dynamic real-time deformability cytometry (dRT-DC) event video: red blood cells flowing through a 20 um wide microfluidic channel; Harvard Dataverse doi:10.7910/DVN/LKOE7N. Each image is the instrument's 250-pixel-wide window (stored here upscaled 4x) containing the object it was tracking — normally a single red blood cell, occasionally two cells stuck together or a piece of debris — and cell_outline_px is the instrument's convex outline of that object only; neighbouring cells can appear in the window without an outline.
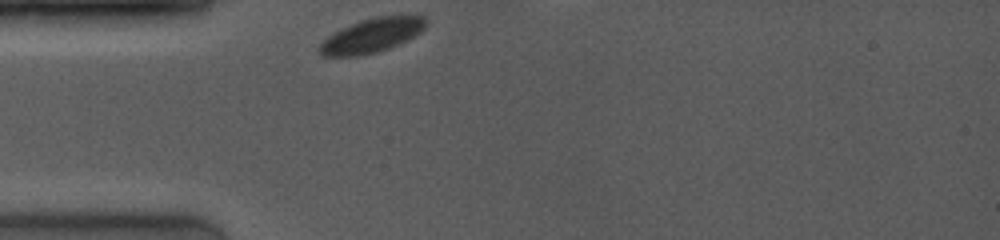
{"species": "common noctule bat (a hibernating species)", "species_latin": "Nyctalus noctula", "temperature_condition": "room temperature", "stored_images_in_passage": 26, "segment_of_instrument_passage": [1, 2], "camera_frame_rate_fps": 4000, "um_per_image_px": 0.085, "animal": {"sex": "female", "body_mass_g": 19.0, "forearm_length_mm": 53.3}, "frame": {"image": 1, "passage_image": 1, "time_ms": 0.0, "image_size_px": [1000, 240], "cell_outline_px": [[428, 24], [420, 32], [388, 48], [376, 52], [360, 56], [324, 56], [316, 48], [328, 36], [360, 20], [376, 16], [424, 16], [428, 20]], "centroid_in_image_um": [31.6, 3.01], "position_along_channel_um": 53.4, "area_um2": 20.75}}
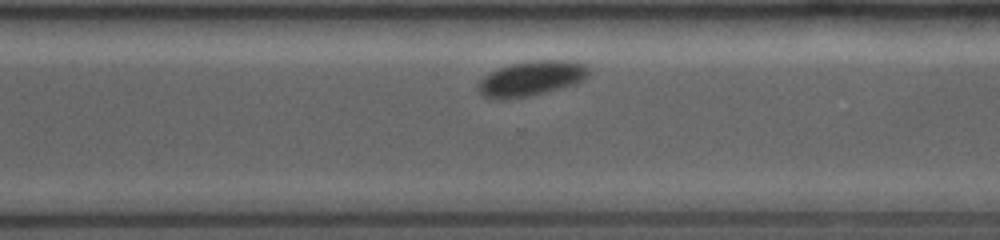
{"frame": {"image": 2, "passage_image": 19, "time_ms": 7.5, "image_size_px": [1000, 240], "cell_outline_px": [[592, 68], [588, 76], [584, 80], [572, 84], [544, 92], [528, 96], [484, 96], [476, 88], [476, 84], [484, 76], [500, 68], [512, 64], [536, 60], [564, 60], [584, 64]], "centroid_in_image_um": [45.23, 6.62], "position_along_channel_um": 325.4, "area_um2": 21.62}}
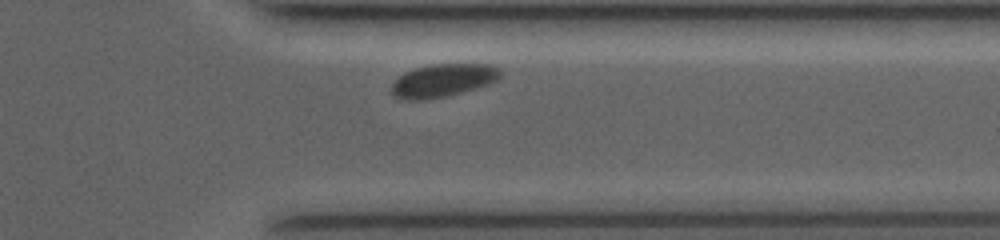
{"frame": {"image": 3, "passage_image": 23, "time_ms": 8.75, "image_size_px": [1000, 240], "cell_outline_px": [[504, 72], [496, 80], [488, 84], [448, 96], [420, 100], [408, 100], [396, 96], [392, 92], [392, 84], [404, 72], [416, 68], [432, 64], [492, 64], [500, 68]], "centroid_in_image_um": [37.7, 6.82], "position_along_channel_um": 373.7, "area_um2": 20.81}}